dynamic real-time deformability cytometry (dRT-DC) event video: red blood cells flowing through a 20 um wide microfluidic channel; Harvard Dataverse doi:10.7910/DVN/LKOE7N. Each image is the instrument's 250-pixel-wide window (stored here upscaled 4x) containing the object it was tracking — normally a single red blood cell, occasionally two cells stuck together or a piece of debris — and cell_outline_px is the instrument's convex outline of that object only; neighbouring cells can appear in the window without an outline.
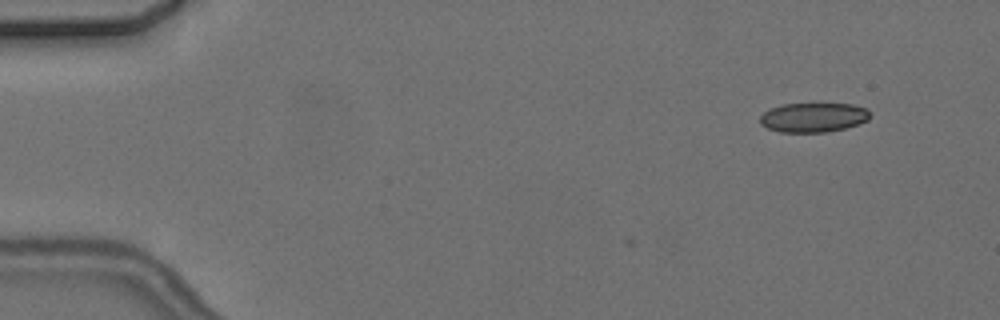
{"species": "common noctule bat (a hibernating species)", "species_latin": "Nyctalus noctula", "temperature_condition": "cold", "stored_images_in_passage": 5, "camera_frame_rate_fps": 3000, "um_per_image_px": 0.085, "animal": {"sex": "female", "body_mass_g": 24.6, "forearm_length_mm": 56.2}, "frame": {"image": 1, "passage_image": 2, "time_ms": 1.0, "image_size_px": [1000, 320], "cell_outline_px": [[868, 120], [844, 128], [824, 132], [780, 132], [768, 128], [760, 124], [760, 116], [764, 112], [772, 108], [784, 104], [820, 100], [852, 104], [868, 108]], "centroid_in_image_um": [69.14, 9.91], "position_along_channel_um": 15.9, "area_um2": 19.59}}
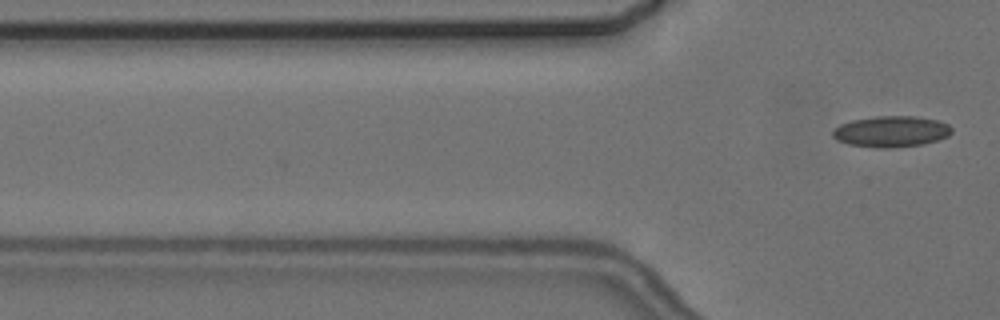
{"frame": {"image": 2, "passage_image": 5, "time_ms": 4.667, "image_size_px": [1000, 320], "cell_outline_px": [[952, 132], [948, 136], [940, 140], [924, 144], [896, 148], [876, 148], [848, 144], [836, 140], [832, 136], [832, 132], [840, 124], [852, 120], [876, 116], [916, 116], [936, 120], [948, 124], [952, 128]], "centroid_in_image_um": [75.77, 11.19], "position_along_channel_um": 50.0, "area_um2": 21.79}}